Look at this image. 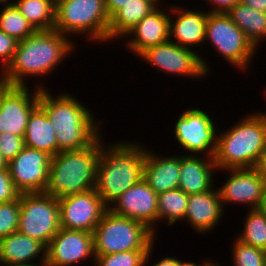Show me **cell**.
Instances as JSON below:
<instances>
[{
	"instance_id": "cell-1",
	"label": "cell",
	"mask_w": 266,
	"mask_h": 266,
	"mask_svg": "<svg viewBox=\"0 0 266 266\" xmlns=\"http://www.w3.org/2000/svg\"><path fill=\"white\" fill-rule=\"evenodd\" d=\"M77 39L61 34L55 29L37 30L18 42L15 55L8 67L0 73V83L11 86H28L27 78L34 77L35 87L47 88L43 80L57 71L67 57L75 53ZM70 55V56H69ZM54 71V72H53ZM52 73V74H51ZM42 77V78H41ZM44 77V78H43ZM38 78L40 80H38ZM28 82V83H27Z\"/></svg>"
},
{
	"instance_id": "cell-2",
	"label": "cell",
	"mask_w": 266,
	"mask_h": 266,
	"mask_svg": "<svg viewBox=\"0 0 266 266\" xmlns=\"http://www.w3.org/2000/svg\"><path fill=\"white\" fill-rule=\"evenodd\" d=\"M81 102L69 92L53 95L49 88L40 89L39 105L55 129L60 151L83 149L103 131L104 119H96L93 110Z\"/></svg>"
},
{
	"instance_id": "cell-3",
	"label": "cell",
	"mask_w": 266,
	"mask_h": 266,
	"mask_svg": "<svg viewBox=\"0 0 266 266\" xmlns=\"http://www.w3.org/2000/svg\"><path fill=\"white\" fill-rule=\"evenodd\" d=\"M101 133V153L95 190L109 208L127 189L143 178L146 146L142 142L118 140L106 144Z\"/></svg>"
},
{
	"instance_id": "cell-4",
	"label": "cell",
	"mask_w": 266,
	"mask_h": 266,
	"mask_svg": "<svg viewBox=\"0 0 266 266\" xmlns=\"http://www.w3.org/2000/svg\"><path fill=\"white\" fill-rule=\"evenodd\" d=\"M258 112H246L229 128L218 130L214 155L217 170L256 167L266 146V116Z\"/></svg>"
},
{
	"instance_id": "cell-5",
	"label": "cell",
	"mask_w": 266,
	"mask_h": 266,
	"mask_svg": "<svg viewBox=\"0 0 266 266\" xmlns=\"http://www.w3.org/2000/svg\"><path fill=\"white\" fill-rule=\"evenodd\" d=\"M101 153V134L87 147L60 151L51 157L45 193L56 198L95 188Z\"/></svg>"
},
{
	"instance_id": "cell-6",
	"label": "cell",
	"mask_w": 266,
	"mask_h": 266,
	"mask_svg": "<svg viewBox=\"0 0 266 266\" xmlns=\"http://www.w3.org/2000/svg\"><path fill=\"white\" fill-rule=\"evenodd\" d=\"M109 23L105 0L56 1L54 29L71 39L81 36L90 43L108 44Z\"/></svg>"
},
{
	"instance_id": "cell-7",
	"label": "cell",
	"mask_w": 266,
	"mask_h": 266,
	"mask_svg": "<svg viewBox=\"0 0 266 266\" xmlns=\"http://www.w3.org/2000/svg\"><path fill=\"white\" fill-rule=\"evenodd\" d=\"M156 236L144 223L107 209L93 231L94 255L148 251Z\"/></svg>"
},
{
	"instance_id": "cell-8",
	"label": "cell",
	"mask_w": 266,
	"mask_h": 266,
	"mask_svg": "<svg viewBox=\"0 0 266 266\" xmlns=\"http://www.w3.org/2000/svg\"><path fill=\"white\" fill-rule=\"evenodd\" d=\"M208 42V43H206ZM209 44L230 67L249 71L257 49L227 13H208L204 45ZM257 52V53H256ZM253 58V59H252ZM245 70V71H244Z\"/></svg>"
},
{
	"instance_id": "cell-9",
	"label": "cell",
	"mask_w": 266,
	"mask_h": 266,
	"mask_svg": "<svg viewBox=\"0 0 266 266\" xmlns=\"http://www.w3.org/2000/svg\"><path fill=\"white\" fill-rule=\"evenodd\" d=\"M213 115V116H212ZM213 117V118H212ZM173 134L180 154L214 157L217 147L218 130L214 114L199 107H192L175 118Z\"/></svg>"
},
{
	"instance_id": "cell-10",
	"label": "cell",
	"mask_w": 266,
	"mask_h": 266,
	"mask_svg": "<svg viewBox=\"0 0 266 266\" xmlns=\"http://www.w3.org/2000/svg\"><path fill=\"white\" fill-rule=\"evenodd\" d=\"M60 228L58 198L45 192L20 194L18 232L47 246Z\"/></svg>"
},
{
	"instance_id": "cell-11",
	"label": "cell",
	"mask_w": 266,
	"mask_h": 266,
	"mask_svg": "<svg viewBox=\"0 0 266 266\" xmlns=\"http://www.w3.org/2000/svg\"><path fill=\"white\" fill-rule=\"evenodd\" d=\"M138 58L146 62L144 64L155 67L156 72L159 70L166 73L165 75L179 76V78L189 77L203 80L212 70L211 64H208L209 62L203 55L183 48L170 40L147 48Z\"/></svg>"
},
{
	"instance_id": "cell-12",
	"label": "cell",
	"mask_w": 266,
	"mask_h": 266,
	"mask_svg": "<svg viewBox=\"0 0 266 266\" xmlns=\"http://www.w3.org/2000/svg\"><path fill=\"white\" fill-rule=\"evenodd\" d=\"M228 177L217 187L224 210L230 203L263 208L266 200V178L255 168H229L217 170ZM230 175V176H229Z\"/></svg>"
},
{
	"instance_id": "cell-13",
	"label": "cell",
	"mask_w": 266,
	"mask_h": 266,
	"mask_svg": "<svg viewBox=\"0 0 266 266\" xmlns=\"http://www.w3.org/2000/svg\"><path fill=\"white\" fill-rule=\"evenodd\" d=\"M30 88L0 83V133L24 137L29 116L40 97V88Z\"/></svg>"
},
{
	"instance_id": "cell-14",
	"label": "cell",
	"mask_w": 266,
	"mask_h": 266,
	"mask_svg": "<svg viewBox=\"0 0 266 266\" xmlns=\"http://www.w3.org/2000/svg\"><path fill=\"white\" fill-rule=\"evenodd\" d=\"M61 228L93 233L108 209L95 188L58 199Z\"/></svg>"
},
{
	"instance_id": "cell-15",
	"label": "cell",
	"mask_w": 266,
	"mask_h": 266,
	"mask_svg": "<svg viewBox=\"0 0 266 266\" xmlns=\"http://www.w3.org/2000/svg\"><path fill=\"white\" fill-rule=\"evenodd\" d=\"M90 259H95L93 233L60 228L46 246L47 266H77Z\"/></svg>"
},
{
	"instance_id": "cell-16",
	"label": "cell",
	"mask_w": 266,
	"mask_h": 266,
	"mask_svg": "<svg viewBox=\"0 0 266 266\" xmlns=\"http://www.w3.org/2000/svg\"><path fill=\"white\" fill-rule=\"evenodd\" d=\"M50 161L49 154L25 146L7 165L16 189L20 193L44 192Z\"/></svg>"
},
{
	"instance_id": "cell-17",
	"label": "cell",
	"mask_w": 266,
	"mask_h": 266,
	"mask_svg": "<svg viewBox=\"0 0 266 266\" xmlns=\"http://www.w3.org/2000/svg\"><path fill=\"white\" fill-rule=\"evenodd\" d=\"M108 209L114 214L144 223L156 235L160 232L158 194L143 178L127 189Z\"/></svg>"
},
{
	"instance_id": "cell-18",
	"label": "cell",
	"mask_w": 266,
	"mask_h": 266,
	"mask_svg": "<svg viewBox=\"0 0 266 266\" xmlns=\"http://www.w3.org/2000/svg\"><path fill=\"white\" fill-rule=\"evenodd\" d=\"M165 3L159 4L122 38L124 49L138 57L147 48L169 40L170 2L168 7Z\"/></svg>"
},
{
	"instance_id": "cell-19",
	"label": "cell",
	"mask_w": 266,
	"mask_h": 266,
	"mask_svg": "<svg viewBox=\"0 0 266 266\" xmlns=\"http://www.w3.org/2000/svg\"><path fill=\"white\" fill-rule=\"evenodd\" d=\"M174 4L170 3L169 40L198 53V48L200 49L205 43L209 12L197 7L195 9L192 7V9L191 7L185 8L183 4L182 6Z\"/></svg>"
},
{
	"instance_id": "cell-20",
	"label": "cell",
	"mask_w": 266,
	"mask_h": 266,
	"mask_svg": "<svg viewBox=\"0 0 266 266\" xmlns=\"http://www.w3.org/2000/svg\"><path fill=\"white\" fill-rule=\"evenodd\" d=\"M215 185L210 191L189 195L184 224L188 223L197 234L207 235L223 221L227 213L220 200V195ZM211 230V231H210Z\"/></svg>"
},
{
	"instance_id": "cell-21",
	"label": "cell",
	"mask_w": 266,
	"mask_h": 266,
	"mask_svg": "<svg viewBox=\"0 0 266 266\" xmlns=\"http://www.w3.org/2000/svg\"><path fill=\"white\" fill-rule=\"evenodd\" d=\"M216 171L214 157L180 154L179 189L187 195L210 191L218 181Z\"/></svg>"
},
{
	"instance_id": "cell-22",
	"label": "cell",
	"mask_w": 266,
	"mask_h": 266,
	"mask_svg": "<svg viewBox=\"0 0 266 266\" xmlns=\"http://www.w3.org/2000/svg\"><path fill=\"white\" fill-rule=\"evenodd\" d=\"M180 155L156 154L146 146L143 179L157 193L179 188Z\"/></svg>"
},
{
	"instance_id": "cell-23",
	"label": "cell",
	"mask_w": 266,
	"mask_h": 266,
	"mask_svg": "<svg viewBox=\"0 0 266 266\" xmlns=\"http://www.w3.org/2000/svg\"><path fill=\"white\" fill-rule=\"evenodd\" d=\"M45 261L46 246L37 239L18 231L0 238V264L18 265Z\"/></svg>"
},
{
	"instance_id": "cell-24",
	"label": "cell",
	"mask_w": 266,
	"mask_h": 266,
	"mask_svg": "<svg viewBox=\"0 0 266 266\" xmlns=\"http://www.w3.org/2000/svg\"><path fill=\"white\" fill-rule=\"evenodd\" d=\"M55 134V129L45 110L38 104L28 119L24 135L25 146L45 152L53 157L60 152Z\"/></svg>"
},
{
	"instance_id": "cell-25",
	"label": "cell",
	"mask_w": 266,
	"mask_h": 266,
	"mask_svg": "<svg viewBox=\"0 0 266 266\" xmlns=\"http://www.w3.org/2000/svg\"><path fill=\"white\" fill-rule=\"evenodd\" d=\"M163 0H132L120 8L111 18L108 27V43L122 38ZM114 39V40H113Z\"/></svg>"
},
{
	"instance_id": "cell-26",
	"label": "cell",
	"mask_w": 266,
	"mask_h": 266,
	"mask_svg": "<svg viewBox=\"0 0 266 266\" xmlns=\"http://www.w3.org/2000/svg\"><path fill=\"white\" fill-rule=\"evenodd\" d=\"M226 13L256 49L266 42V13L252 9L242 2L235 4Z\"/></svg>"
},
{
	"instance_id": "cell-27",
	"label": "cell",
	"mask_w": 266,
	"mask_h": 266,
	"mask_svg": "<svg viewBox=\"0 0 266 266\" xmlns=\"http://www.w3.org/2000/svg\"><path fill=\"white\" fill-rule=\"evenodd\" d=\"M36 30H52L55 24V0H12Z\"/></svg>"
},
{
	"instance_id": "cell-28",
	"label": "cell",
	"mask_w": 266,
	"mask_h": 266,
	"mask_svg": "<svg viewBox=\"0 0 266 266\" xmlns=\"http://www.w3.org/2000/svg\"><path fill=\"white\" fill-rule=\"evenodd\" d=\"M189 195L179 188L158 194V223L175 226L184 220Z\"/></svg>"
},
{
	"instance_id": "cell-29",
	"label": "cell",
	"mask_w": 266,
	"mask_h": 266,
	"mask_svg": "<svg viewBox=\"0 0 266 266\" xmlns=\"http://www.w3.org/2000/svg\"><path fill=\"white\" fill-rule=\"evenodd\" d=\"M242 221L243 231L235 237L247 245L266 251V210L249 209Z\"/></svg>"
},
{
	"instance_id": "cell-30",
	"label": "cell",
	"mask_w": 266,
	"mask_h": 266,
	"mask_svg": "<svg viewBox=\"0 0 266 266\" xmlns=\"http://www.w3.org/2000/svg\"><path fill=\"white\" fill-rule=\"evenodd\" d=\"M0 9V30L18 42L37 31L12 2L1 4Z\"/></svg>"
},
{
	"instance_id": "cell-31",
	"label": "cell",
	"mask_w": 266,
	"mask_h": 266,
	"mask_svg": "<svg viewBox=\"0 0 266 266\" xmlns=\"http://www.w3.org/2000/svg\"><path fill=\"white\" fill-rule=\"evenodd\" d=\"M155 242L148 251H126L95 256L93 266H149L154 253ZM149 263V265H148Z\"/></svg>"
},
{
	"instance_id": "cell-32",
	"label": "cell",
	"mask_w": 266,
	"mask_h": 266,
	"mask_svg": "<svg viewBox=\"0 0 266 266\" xmlns=\"http://www.w3.org/2000/svg\"><path fill=\"white\" fill-rule=\"evenodd\" d=\"M231 266H266V251L247 245L236 237L232 240Z\"/></svg>"
},
{
	"instance_id": "cell-33",
	"label": "cell",
	"mask_w": 266,
	"mask_h": 266,
	"mask_svg": "<svg viewBox=\"0 0 266 266\" xmlns=\"http://www.w3.org/2000/svg\"><path fill=\"white\" fill-rule=\"evenodd\" d=\"M20 196L10 202L0 203V238L18 231Z\"/></svg>"
},
{
	"instance_id": "cell-34",
	"label": "cell",
	"mask_w": 266,
	"mask_h": 266,
	"mask_svg": "<svg viewBox=\"0 0 266 266\" xmlns=\"http://www.w3.org/2000/svg\"><path fill=\"white\" fill-rule=\"evenodd\" d=\"M24 147V137L9 132L0 133V154L7 162L14 159Z\"/></svg>"
},
{
	"instance_id": "cell-35",
	"label": "cell",
	"mask_w": 266,
	"mask_h": 266,
	"mask_svg": "<svg viewBox=\"0 0 266 266\" xmlns=\"http://www.w3.org/2000/svg\"><path fill=\"white\" fill-rule=\"evenodd\" d=\"M18 41L0 30V73H2L12 62Z\"/></svg>"
},
{
	"instance_id": "cell-36",
	"label": "cell",
	"mask_w": 266,
	"mask_h": 266,
	"mask_svg": "<svg viewBox=\"0 0 266 266\" xmlns=\"http://www.w3.org/2000/svg\"><path fill=\"white\" fill-rule=\"evenodd\" d=\"M20 192L16 189L11 179L8 168L0 170V203L10 202L20 196Z\"/></svg>"
},
{
	"instance_id": "cell-37",
	"label": "cell",
	"mask_w": 266,
	"mask_h": 266,
	"mask_svg": "<svg viewBox=\"0 0 266 266\" xmlns=\"http://www.w3.org/2000/svg\"><path fill=\"white\" fill-rule=\"evenodd\" d=\"M207 2L206 10L209 13H226L228 12L235 4L241 2V0H205ZM211 8V9H209Z\"/></svg>"
},
{
	"instance_id": "cell-38",
	"label": "cell",
	"mask_w": 266,
	"mask_h": 266,
	"mask_svg": "<svg viewBox=\"0 0 266 266\" xmlns=\"http://www.w3.org/2000/svg\"><path fill=\"white\" fill-rule=\"evenodd\" d=\"M132 0H105V7L111 18L120 8L129 4Z\"/></svg>"
},
{
	"instance_id": "cell-39",
	"label": "cell",
	"mask_w": 266,
	"mask_h": 266,
	"mask_svg": "<svg viewBox=\"0 0 266 266\" xmlns=\"http://www.w3.org/2000/svg\"><path fill=\"white\" fill-rule=\"evenodd\" d=\"M180 258L175 256H166L158 259L156 262L151 263L152 266H179Z\"/></svg>"
},
{
	"instance_id": "cell-40",
	"label": "cell",
	"mask_w": 266,
	"mask_h": 266,
	"mask_svg": "<svg viewBox=\"0 0 266 266\" xmlns=\"http://www.w3.org/2000/svg\"><path fill=\"white\" fill-rule=\"evenodd\" d=\"M241 2L252 9L266 13V0H241Z\"/></svg>"
},
{
	"instance_id": "cell-41",
	"label": "cell",
	"mask_w": 266,
	"mask_h": 266,
	"mask_svg": "<svg viewBox=\"0 0 266 266\" xmlns=\"http://www.w3.org/2000/svg\"><path fill=\"white\" fill-rule=\"evenodd\" d=\"M255 168L266 178V146Z\"/></svg>"
},
{
	"instance_id": "cell-42",
	"label": "cell",
	"mask_w": 266,
	"mask_h": 266,
	"mask_svg": "<svg viewBox=\"0 0 266 266\" xmlns=\"http://www.w3.org/2000/svg\"><path fill=\"white\" fill-rule=\"evenodd\" d=\"M213 262L214 261L211 258H209V259L205 258V260L202 261V263H200L198 261V264H197V263H195V261L193 262V261H188V260H185V259L183 260V259L180 258L179 266H210Z\"/></svg>"
},
{
	"instance_id": "cell-43",
	"label": "cell",
	"mask_w": 266,
	"mask_h": 266,
	"mask_svg": "<svg viewBox=\"0 0 266 266\" xmlns=\"http://www.w3.org/2000/svg\"><path fill=\"white\" fill-rule=\"evenodd\" d=\"M0 266H47V265L45 263H30V264H18V265L0 264Z\"/></svg>"
},
{
	"instance_id": "cell-44",
	"label": "cell",
	"mask_w": 266,
	"mask_h": 266,
	"mask_svg": "<svg viewBox=\"0 0 266 266\" xmlns=\"http://www.w3.org/2000/svg\"><path fill=\"white\" fill-rule=\"evenodd\" d=\"M8 162L0 154V170L7 169Z\"/></svg>"
},
{
	"instance_id": "cell-45",
	"label": "cell",
	"mask_w": 266,
	"mask_h": 266,
	"mask_svg": "<svg viewBox=\"0 0 266 266\" xmlns=\"http://www.w3.org/2000/svg\"><path fill=\"white\" fill-rule=\"evenodd\" d=\"M12 0H0V4L10 3Z\"/></svg>"
},
{
	"instance_id": "cell-46",
	"label": "cell",
	"mask_w": 266,
	"mask_h": 266,
	"mask_svg": "<svg viewBox=\"0 0 266 266\" xmlns=\"http://www.w3.org/2000/svg\"><path fill=\"white\" fill-rule=\"evenodd\" d=\"M210 266H223V265H220V263H217L216 261H214Z\"/></svg>"
},
{
	"instance_id": "cell-47",
	"label": "cell",
	"mask_w": 266,
	"mask_h": 266,
	"mask_svg": "<svg viewBox=\"0 0 266 266\" xmlns=\"http://www.w3.org/2000/svg\"><path fill=\"white\" fill-rule=\"evenodd\" d=\"M264 93V95L266 96V88H265V91L263 92ZM265 101H266V97H265ZM265 116H266V112L264 111V112H262Z\"/></svg>"
}]
</instances>
